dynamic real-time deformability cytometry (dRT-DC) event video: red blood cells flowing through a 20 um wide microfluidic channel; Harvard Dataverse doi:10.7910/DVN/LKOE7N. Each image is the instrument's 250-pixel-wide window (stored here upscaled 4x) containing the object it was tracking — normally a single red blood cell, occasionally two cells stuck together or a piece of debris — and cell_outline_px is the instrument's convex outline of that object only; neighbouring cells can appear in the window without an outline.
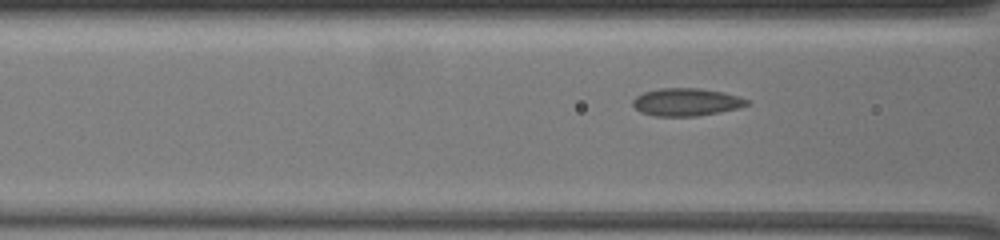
{"species": "common noctule bat (a hibernating species)", "species_latin": "Nyctalus noctula", "temperature_condition": "warm", "stored_images_in_passage": 10, "camera_frame_rate_fps": 3000, "um_per_image_px": 0.085, "animal": {"sex": "female", "body_mass_g": 19.5, "forearm_length_mm": 54.1}, "frame": {"image": 1, "passage_image": 7, "time_ms": 2.0, "image_size_px": [1000, 240], "cell_outline_px": [[748, 104], [736, 108], [720, 112], [696, 116], [656, 116], [640, 112], [632, 104], [632, 100], [636, 96], [644, 92], [660, 88], [700, 88], [724, 92], [748, 100]], "centroid_in_image_um": [58.29, 8.67], "position_along_channel_um": 108.3, "area_um2": 18.26}}